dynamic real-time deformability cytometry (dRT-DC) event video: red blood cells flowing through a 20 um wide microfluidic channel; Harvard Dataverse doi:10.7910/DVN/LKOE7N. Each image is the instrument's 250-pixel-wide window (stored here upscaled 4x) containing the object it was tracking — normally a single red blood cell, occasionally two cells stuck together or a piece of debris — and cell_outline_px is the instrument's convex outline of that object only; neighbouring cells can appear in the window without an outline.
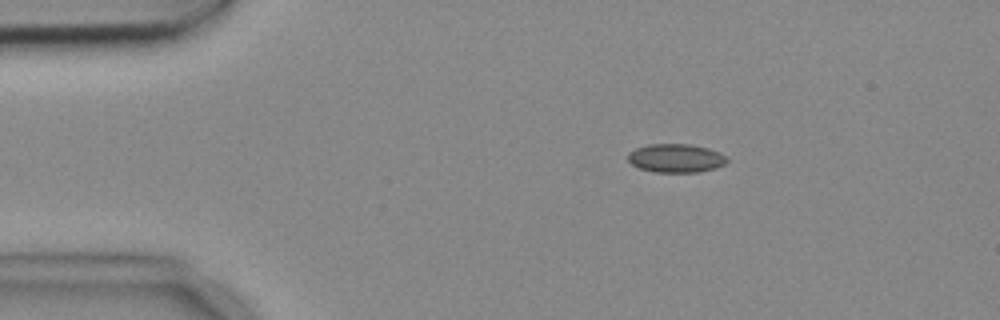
{"species": "common noctule bat (a hibernating species)", "species_latin": "Nyctalus noctula", "temperature_condition": "cold", "stored_images_in_passage": 6, "camera_frame_rate_fps": 3000, "um_per_image_px": 0.085, "animal": {"sex": "female", "body_mass_g": 18.4}, "frame": {"image": 1, "passage_image": 3, "time_ms": 0.667, "image_size_px": [1000, 320], "cell_outline_px": [[728, 160], [724, 164], [716, 168], [696, 172], [656, 172], [640, 168], [632, 164], [628, 160], [628, 152], [636, 148], [648, 144], [688, 144], [708, 148], [720, 152]], "centroid_in_image_um": [57.44, 13.44], "position_along_channel_um": 27.6, "area_um2": 16.42}}
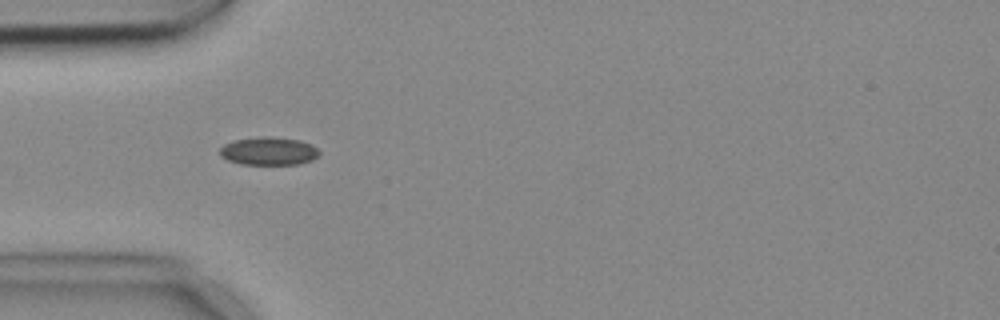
{"frame": {"image": 2, "passage_image": 5, "time_ms": 1.333, "image_size_px": [1000, 320], "cell_outline_px": [[320, 152], [312, 160], [296, 164], [240, 164], [228, 160], [220, 156], [220, 148], [224, 144], [232, 140], [264, 136], [300, 140], [312, 144]], "centroid_in_image_um": [22.81, 12.84], "position_along_channel_um": 62.2, "area_um2": 16.18}}